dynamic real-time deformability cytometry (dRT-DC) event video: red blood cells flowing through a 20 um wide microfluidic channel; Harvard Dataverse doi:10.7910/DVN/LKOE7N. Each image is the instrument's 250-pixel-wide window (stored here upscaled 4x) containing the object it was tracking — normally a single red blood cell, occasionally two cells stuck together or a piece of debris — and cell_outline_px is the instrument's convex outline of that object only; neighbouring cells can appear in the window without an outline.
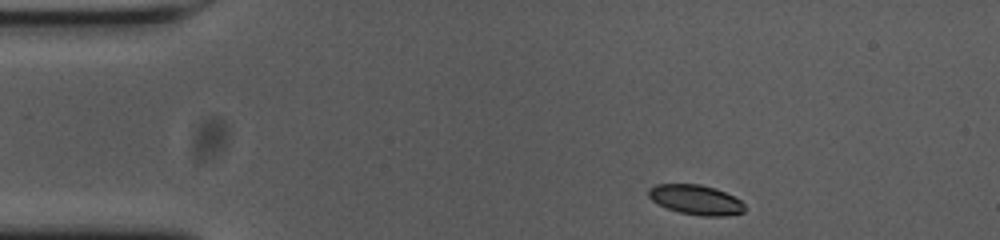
{"species": "common noctule bat (a hibernating species)", "species_latin": "Nyctalus noctula", "temperature_condition": "cold", "stored_images_in_passage": 48, "camera_frame_rate_fps": 3000, "um_per_image_px": 0.085, "animal": {"sex": "female", "body_mass_g": 23.0, "forearm_length_mm": 53.4}, "frame": {"image": 1, "passage_image": 1, "time_ms": 0.0, "image_size_px": [1000, 240], "cell_outline_px": [[744, 212], [724, 216], [700, 216], [680, 212], [668, 208], [652, 200], [648, 196], [648, 188], [656, 184], [700, 184], [716, 188], [740, 200], [744, 204]], "centroid_in_image_um": [59.14, 16.97], "position_along_channel_um": 25.9, "area_um2": 16.59}}
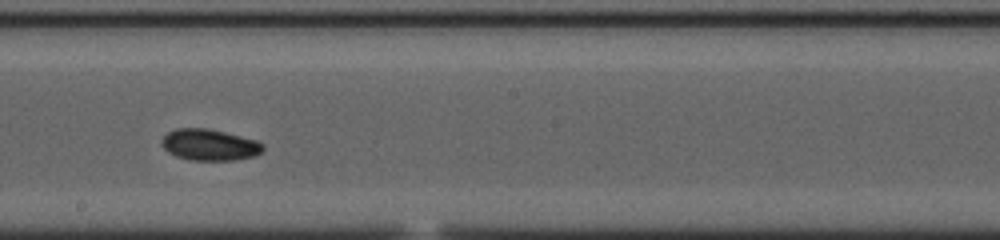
{"frame": {"image": 2, "passage_image": 23, "time_ms": 7.333, "image_size_px": [1000, 240], "cell_outline_px": [[264, 148], [256, 156], [236, 160], [192, 160], [176, 156], [168, 152], [160, 144], [160, 140], [168, 132], [176, 128], [208, 128], [256, 140], [264, 144]], "centroid_in_image_um": [17.8, 12.31], "position_along_channel_um": 230.4, "area_um2": 18.55}}
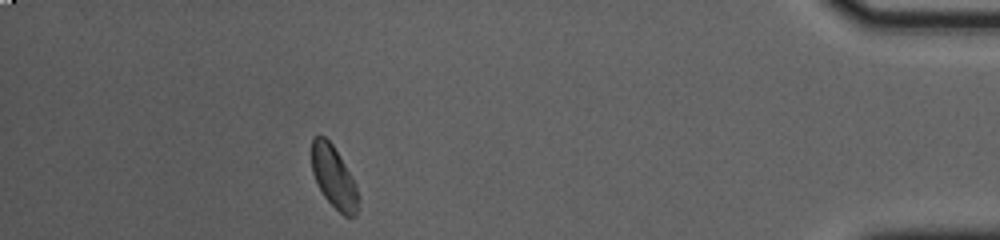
{"frame": {"image": 3, "passage_image": 42, "time_ms": 13.667, "image_size_px": [1000, 240], "cell_outline_px": [[360, 200], [356, 216], [344, 216], [324, 196], [312, 172], [312, 136], [324, 136], [332, 144], [340, 156], [352, 176]], "centroid_in_image_um": [28.39, 15.05], "position_along_channel_um": 406.8, "area_um2": 16.65}, "authors_computed_cell_mechanics": {"area_um2": 17.7157, "velocity_mm_per_s": 3.6627, "shape_relaxation_time_tau1_ms": 2.4915, "shape_relaxation_time_tau2_ms": null, "deformation_change_tau1": 0.1041, "deformation_change_tau2": null}}